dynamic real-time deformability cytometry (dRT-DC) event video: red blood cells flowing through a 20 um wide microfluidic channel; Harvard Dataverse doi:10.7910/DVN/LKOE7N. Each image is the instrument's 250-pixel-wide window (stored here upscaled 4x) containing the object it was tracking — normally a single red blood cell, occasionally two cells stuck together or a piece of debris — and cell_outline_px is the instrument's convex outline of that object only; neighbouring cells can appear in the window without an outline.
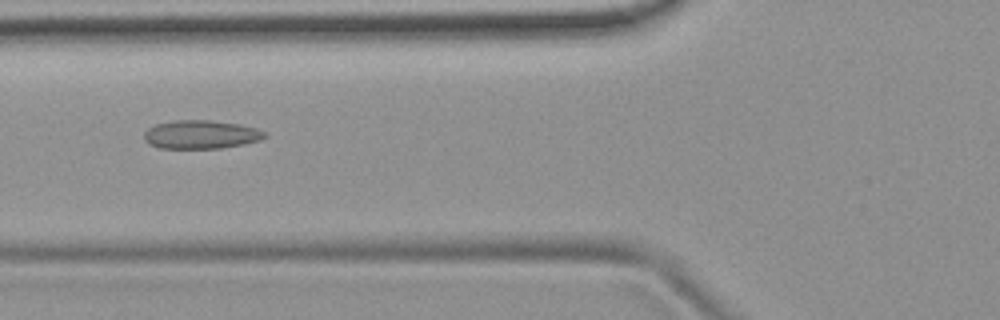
{"species": "common noctule bat (a hibernating species)", "species_latin": "Nyctalus noctula", "temperature_condition": "room temperature", "stored_images_in_passage": 6, "camera_frame_rate_fps": 3000, "um_per_image_px": 0.085, "animal": {"sex": "female", "body_mass_g": 19.9}, "frame": {"image": 1, "passage_image": 5, "time_ms": 5.333, "image_size_px": [1000, 320], "cell_outline_px": [[268, 136], [260, 140], [244, 144], [220, 148], [160, 148], [148, 144], [144, 140], [144, 132], [148, 128], [156, 124], [176, 120], [208, 120], [240, 124], [256, 128], [264, 132]], "centroid_in_image_um": [17.07, 11.43], "position_along_channel_um": 108.7, "area_um2": 20.06}}
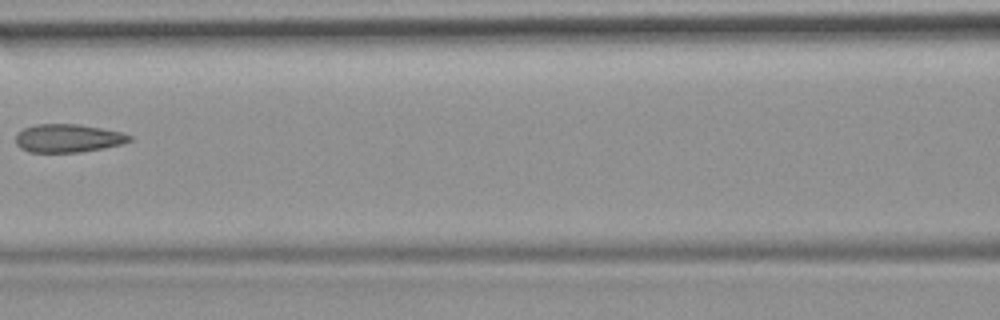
{"frame": {"image": 2, "passage_image": 6, "time_ms": 6.667, "image_size_px": [1000, 320], "cell_outline_px": [[132, 140], [120, 144], [80, 152], [28, 152], [20, 148], [16, 144], [16, 136], [24, 128], [36, 124], [80, 124], [120, 132], [132, 136]], "centroid_in_image_um": [5.75, 11.75], "position_along_channel_um": 160.8, "area_um2": 18.5}}